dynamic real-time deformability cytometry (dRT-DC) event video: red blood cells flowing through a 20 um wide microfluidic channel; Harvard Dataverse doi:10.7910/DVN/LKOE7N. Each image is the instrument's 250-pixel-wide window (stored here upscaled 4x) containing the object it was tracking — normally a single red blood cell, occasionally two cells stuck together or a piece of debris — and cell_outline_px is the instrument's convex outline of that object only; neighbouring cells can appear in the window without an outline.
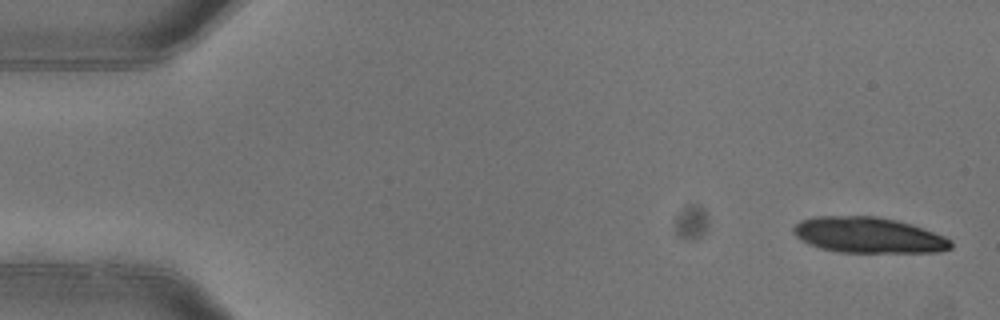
{"species": "common noctule bat (a hibernating species)", "species_latin": "Nyctalus noctula", "temperature_condition": "warm", "stored_images_in_passage": 7, "camera_frame_rate_fps": 3000, "um_per_image_px": 0.085, "animal": {"sex": "female"}, "frame": {"image": 1, "passage_image": 1, "time_ms": 0.0, "image_size_px": [1000, 320], "cell_outline_px": [[952, 248], [940, 252], [836, 252], [820, 248], [808, 244], [800, 240], [792, 232], [792, 228], [800, 220], [816, 216], [876, 216], [896, 220], [912, 224], [924, 228], [944, 236], [952, 240]], "centroid_in_image_um": [73.81, 19.99], "position_along_channel_um": 11.2, "area_um2": 33.06}}
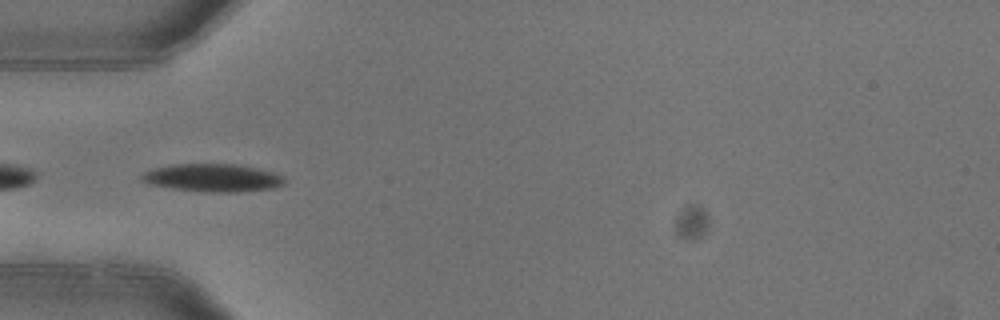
{"frame": {"image": 2, "passage_image": 5, "time_ms": 1.333, "image_size_px": [1000, 320], "cell_outline_px": [[284, 184], [272, 188], [236, 192], [204, 192], [148, 184], [140, 180], [140, 176], [144, 172], [152, 168], [172, 164], [232, 164], [256, 168], [272, 172], [284, 176]], "centroid_in_image_um": [18.04, 15.11], "position_along_channel_um": 67.0, "area_um2": 23.06}}